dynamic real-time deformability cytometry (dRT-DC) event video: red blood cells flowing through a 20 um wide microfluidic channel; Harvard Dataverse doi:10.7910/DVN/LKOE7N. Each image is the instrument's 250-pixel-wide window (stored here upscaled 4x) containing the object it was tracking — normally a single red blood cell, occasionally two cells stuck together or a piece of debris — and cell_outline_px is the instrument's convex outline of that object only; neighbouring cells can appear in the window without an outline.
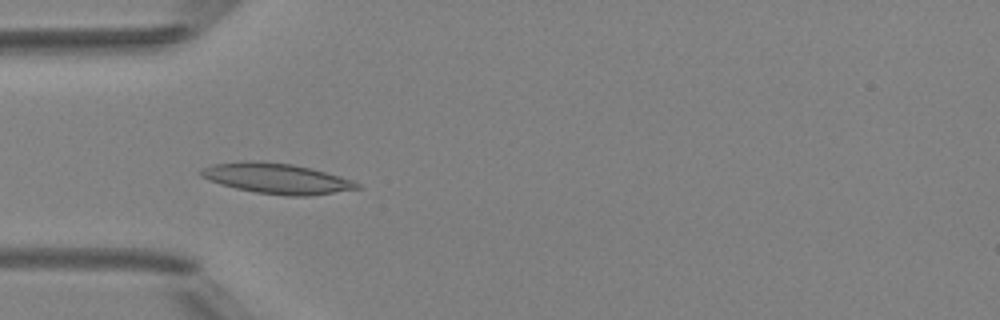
{"species": "Egyptian fruit bat (a non-hibernating species)", "species_latin": "Rousettus aegyptiacus", "temperature_condition": "room temperature", "stored_images_in_passage": 48, "camera_frame_rate_fps": 3000, "um_per_image_px": 0.085, "animal": {"sex": "female"}, "frame": {"image": 1, "passage_image": 14, "time_ms": 4.333, "image_size_px": [1000, 320], "cell_outline_px": [[360, 188], [308, 196], [288, 196], [256, 192], [236, 188], [220, 184], [200, 176], [200, 168], [212, 164], [240, 160], [252, 160], [292, 164], [312, 168], [340, 176], [352, 180], [360, 184]], "centroid_in_image_um": [23.48, 15.15], "position_along_channel_um": 61.5, "area_um2": 27.69}}
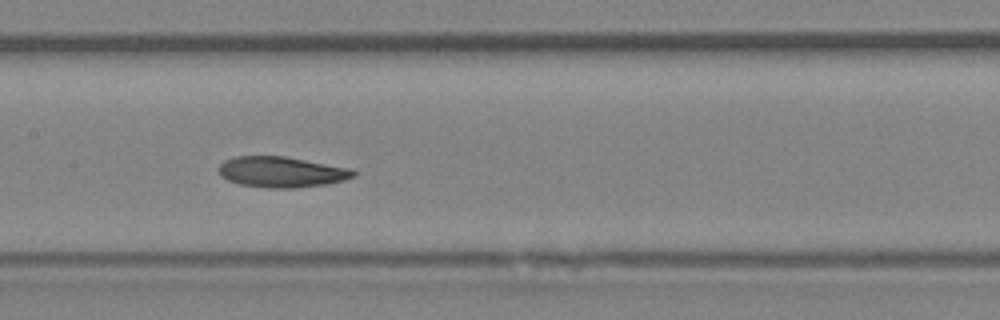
{"frame": {"image": 2, "passage_image": 23, "time_ms": 7.333, "image_size_px": [1000, 320], "cell_outline_px": [[356, 176], [344, 180], [328, 184], [296, 188], [268, 188], [240, 184], [228, 180], [220, 176], [216, 168], [224, 160], [236, 156], [284, 156], [356, 168]], "centroid_in_image_um": [23.97, 14.61], "position_along_channel_um": 183.4, "area_um2": 24.62}}
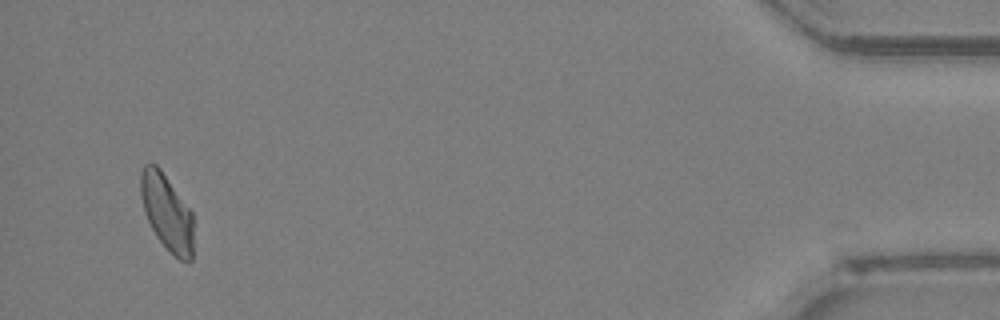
{"frame": {"image": 3, "passage_image": 46, "time_ms": 15.0, "image_size_px": [1000, 320], "cell_outline_px": [[192, 260], [188, 264], [180, 260], [156, 236], [144, 212], [140, 196], [140, 172], [144, 164], [156, 164], [160, 168], [192, 212]], "centroid_in_image_um": [14.16, 18.03], "position_along_channel_um": 421.0, "area_um2": 23.24}, "authors_computed_cell_mechanics": {"area_um2": 24.4783, "velocity_mm_per_s": 4.1482, "shape_relaxation_time_tau1_ms": 5.6799, "shape_relaxation_time_tau2_ms": 5.1644, "deformation_change_tau1": 0.1389, "deformation_change_tau2": 0.1001}}